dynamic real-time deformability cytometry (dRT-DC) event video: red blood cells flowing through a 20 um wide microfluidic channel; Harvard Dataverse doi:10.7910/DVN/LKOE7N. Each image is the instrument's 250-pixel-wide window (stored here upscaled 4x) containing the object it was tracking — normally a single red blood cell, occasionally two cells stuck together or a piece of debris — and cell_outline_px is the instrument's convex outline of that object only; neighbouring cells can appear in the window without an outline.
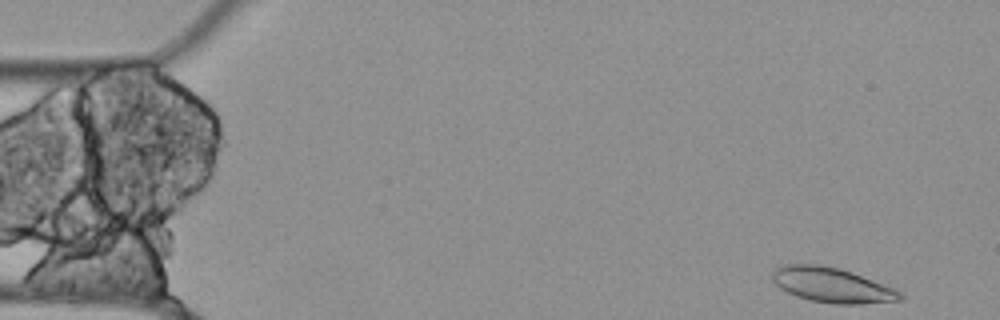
{"species": "Egyptian fruit bat (a non-hibernating species)", "species_latin": "Rousettus aegyptiacus", "temperature_condition": "cold", "stored_images_in_passage": 53, "camera_frame_rate_fps": 3000, "um_per_image_px": 0.085, "animal": {"sex": "female"}, "frame": {"image": 1, "passage_image": 1, "time_ms": 0.0, "image_size_px": [1000, 320], "cell_outline_px": [[904, 300], [860, 304], [832, 304], [812, 300], [796, 296], [780, 288], [772, 280], [772, 272], [776, 268], [784, 264], [816, 264], [840, 268], [852, 272], [896, 288], [904, 296]], "centroid_in_image_um": [70.75, 24.23], "position_along_channel_um": 14.2, "area_um2": 26.13}}
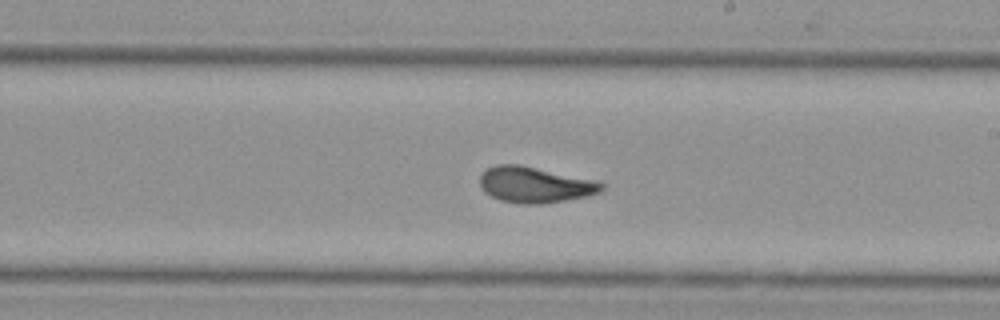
{"frame": {"image": 2, "passage_image": 29, "time_ms": 9.333, "image_size_px": [1000, 320], "cell_outline_px": [[604, 188], [600, 192], [588, 196], [544, 204], [520, 204], [500, 200], [484, 192], [480, 184], [480, 176], [488, 168], [496, 164], [520, 164], [592, 180], [604, 184]], "centroid_in_image_um": [45.44, 15.71], "position_along_channel_um": 243.6, "area_um2": 25.32}}
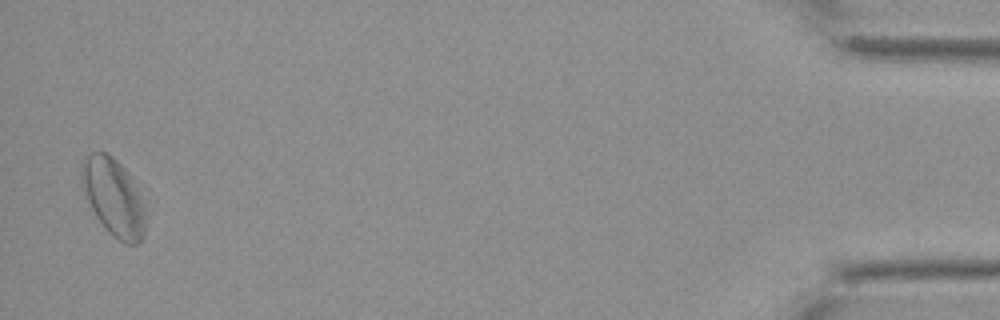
{"frame": {"image": 3, "passage_image": 52, "time_ms": 17.0, "image_size_px": [1000, 320], "cell_outline_px": [[144, 232], [140, 240], [136, 244], [124, 244], [112, 236], [108, 232], [96, 216], [80, 184], [80, 164], [84, 156], [92, 152], [108, 152], [136, 180], [144, 204]], "centroid_in_image_um": [9.63, 16.71], "position_along_channel_um": 425.6, "area_um2": 29.3}, "authors_computed_cell_mechanics": {"area_um2": 25.6632, "velocity_mm_per_s": 3.5057, "shape_relaxation_time_tau1_ms": null, "shape_relaxation_time_tau2_ms": 3.9447, "deformation_change_tau1": null, "deformation_change_tau2": 0.072}}